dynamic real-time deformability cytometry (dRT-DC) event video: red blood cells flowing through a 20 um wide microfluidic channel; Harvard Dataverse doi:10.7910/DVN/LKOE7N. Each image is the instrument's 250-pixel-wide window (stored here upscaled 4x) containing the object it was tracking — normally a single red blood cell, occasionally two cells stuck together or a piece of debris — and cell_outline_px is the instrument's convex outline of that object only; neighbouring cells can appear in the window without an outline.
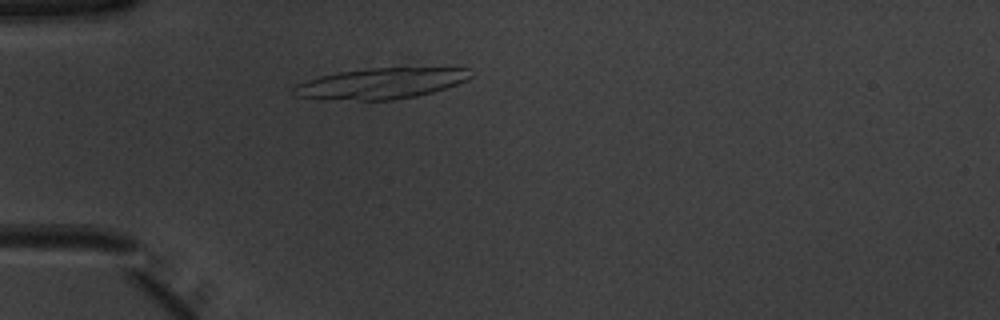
{"species": "common noctule bat (a hibernating species)", "species_latin": "Nyctalus noctula", "temperature_condition": "warm", "stored_images_in_passage": 37, "camera_frame_rate_fps": 3000, "um_per_image_px": 0.085, "animal": {"sex": "male", "body_mass_g": 20.1, "forearm_length_mm": 53.5}, "frame": {"image": 1, "passage_image": 1, "time_ms": 0.0, "image_size_px": [1000, 320], "cell_outline_px": [[472, 76], [468, 80], [432, 92], [416, 96], [396, 100], [360, 100], [300, 96], [292, 92], [292, 88], [296, 84], [320, 76], [340, 72], [368, 68], [468, 68]], "centroid_in_image_um": [32.43, 7.08], "position_along_channel_um": 52.6, "area_um2": 31.15}}
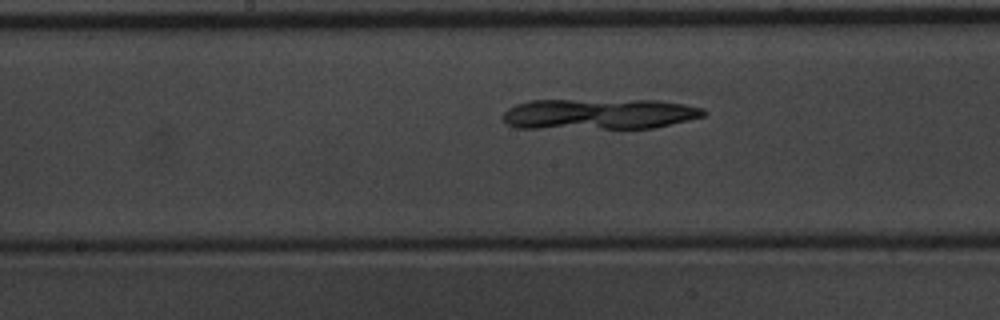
{"frame": {"image": 2, "passage_image": 13, "time_ms": 4.0, "image_size_px": [1000, 320], "cell_outline_px": [[708, 112], [704, 116], [656, 128], [516, 128], [508, 124], [504, 120], [504, 112], [508, 108], [516, 104], [528, 100], [660, 100], [684, 104], [704, 108]], "centroid_in_image_um": [50.95, 9.69], "position_along_channel_um": 197.2, "area_um2": 36.18}}
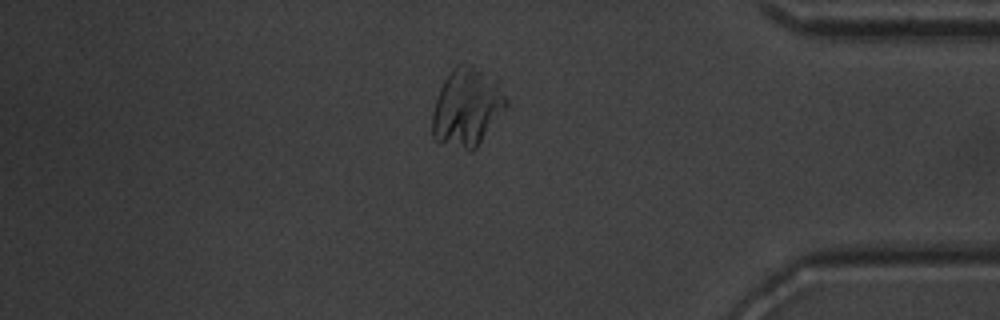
{"frame": {"image": 3, "passage_image": 30, "time_ms": 9.667, "image_size_px": [1000, 320], "cell_outline_px": [[508, 104], [476, 148], [472, 152], [468, 152], [440, 144], [432, 140], [432, 112], [440, 88], [444, 80], [452, 68], [460, 64], [472, 64], [496, 72], [500, 80], [508, 100]], "centroid_in_image_um": [39.72, 9.08], "position_along_channel_um": 395.5, "area_um2": 34.97}}